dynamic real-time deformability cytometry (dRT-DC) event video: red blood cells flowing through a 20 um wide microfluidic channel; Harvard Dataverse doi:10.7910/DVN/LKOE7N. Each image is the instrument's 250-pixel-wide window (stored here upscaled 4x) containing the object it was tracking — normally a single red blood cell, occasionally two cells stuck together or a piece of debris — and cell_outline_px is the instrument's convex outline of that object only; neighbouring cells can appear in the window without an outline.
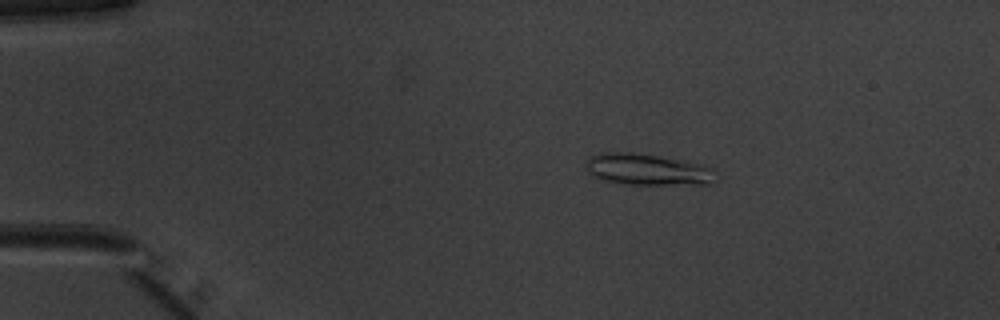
{"species": "common noctule bat (a hibernating species)", "species_latin": "Nyctalus noctula", "temperature_condition": "warm", "stored_images_in_passage": 49, "camera_frame_rate_fps": 3000, "um_per_image_px": 0.085, "animal": {"sex": "male", "body_mass_g": 20.1, "forearm_length_mm": 53.5}, "frame": {"image": 1, "passage_image": 8, "time_ms": 2.333, "image_size_px": [1000, 320], "cell_outline_px": [[716, 172], [712, 184], [632, 184], [604, 180], [588, 172], [584, 160], [600, 152], [632, 152], [684, 160], [716, 168]], "centroid_in_image_um": [55.06, 14.39], "position_along_channel_um": 29.9, "area_um2": 23.76}}
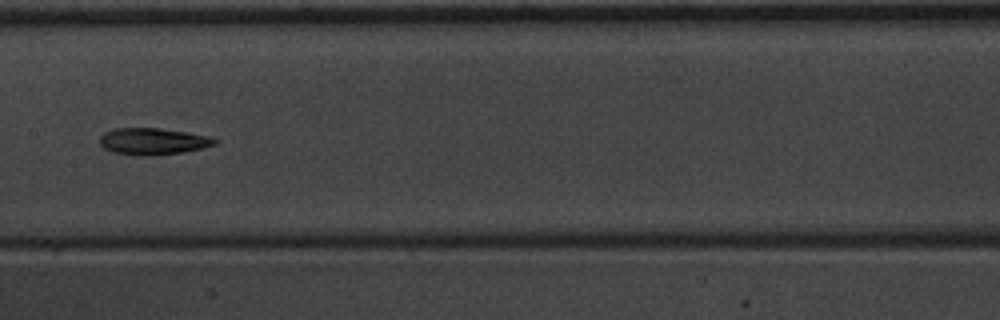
{"frame": {"image": 2, "passage_image": 25, "time_ms": 8.0, "image_size_px": [1000, 320], "cell_outline_px": [[220, 140], [216, 144], [204, 148], [184, 152], [156, 156], [140, 156], [112, 152], [104, 148], [100, 144], [100, 136], [104, 132], [116, 128], [160, 128], [188, 132], [212, 136]], "centroid_in_image_um": [13.06, 12.02], "position_along_channel_um": 194.3, "area_um2": 18.32}}
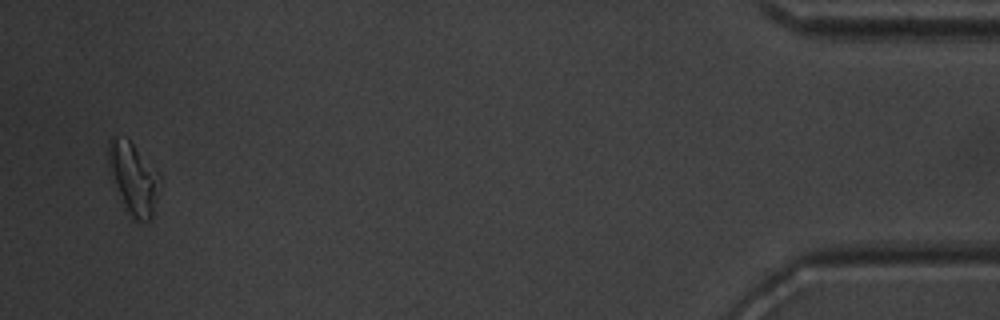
{"frame": {"image": 3, "passage_image": 48, "time_ms": 15.667, "image_size_px": [1000, 320], "cell_outline_px": [[160, 180], [152, 216], [148, 220], [136, 220], [124, 212], [112, 172], [108, 156], [108, 140], [112, 136], [128, 140], [132, 144], [160, 176]], "centroid_in_image_um": [11.33, 15.21], "position_along_channel_um": 423.9, "area_um2": 20.52}, "authors_computed_cell_mechanics": {"area_um2": 18.1492, "velocity_mm_per_s": 3.9862, "shape_relaxation_time_tau1_ms": 6.9281, "shape_relaxation_time_tau2_ms": null, "deformation_change_tau1": 0.1662, "deformation_change_tau2": null}}